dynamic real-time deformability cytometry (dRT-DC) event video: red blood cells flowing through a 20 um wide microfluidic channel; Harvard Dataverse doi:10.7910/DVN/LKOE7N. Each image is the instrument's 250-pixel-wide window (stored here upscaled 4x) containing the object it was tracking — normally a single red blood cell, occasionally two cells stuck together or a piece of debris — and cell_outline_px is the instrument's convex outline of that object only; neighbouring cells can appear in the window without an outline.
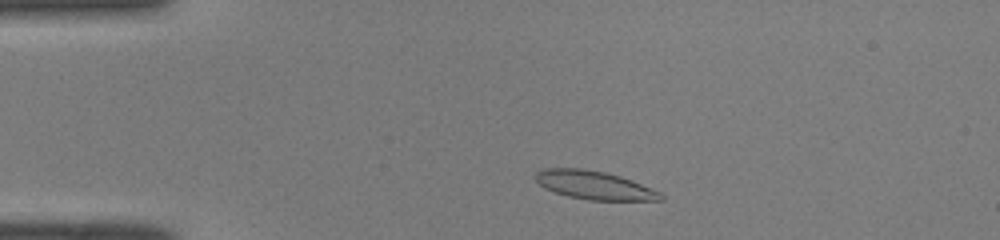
{"species": "common noctule bat (a hibernating species)", "species_latin": "Nyctalus noctula", "temperature_condition": "room temperature", "stored_images_in_passage": 33, "camera_frame_rate_fps": 3000, "um_per_image_px": 0.085, "animal": {"sex": "male", "body_mass_g": 19.0, "forearm_length_mm": 50.8}, "frame": {"image": 1, "passage_image": 4, "time_ms": 1.0, "image_size_px": [1000, 240], "cell_outline_px": [[664, 200], [588, 200], [568, 196], [552, 192], [544, 188], [536, 180], [536, 172], [544, 168], [580, 168], [604, 172], [620, 176], [632, 180], [652, 188], [660, 192], [664, 196]], "centroid_in_image_um": [50.51, 15.74], "position_along_channel_um": 34.5, "area_um2": 20.75}}
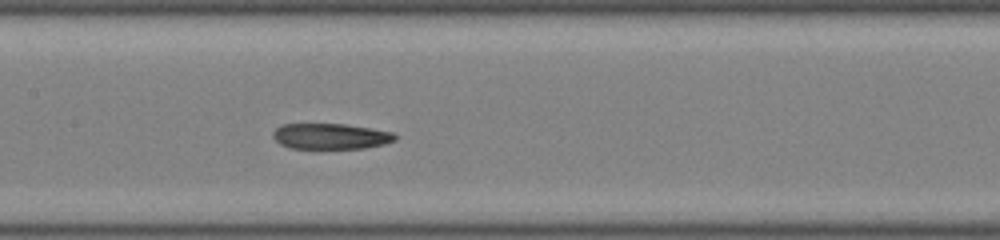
{"frame": {"image": 2, "passage_image": 18, "time_ms": 5.667, "image_size_px": [1000, 240], "cell_outline_px": [[396, 140], [384, 144], [364, 148], [288, 148], [280, 144], [272, 136], [272, 132], [280, 124], [344, 124], [392, 132], [396, 136]], "centroid_in_image_um": [28.06, 11.58], "position_along_channel_um": 179.3, "area_um2": 18.21}}
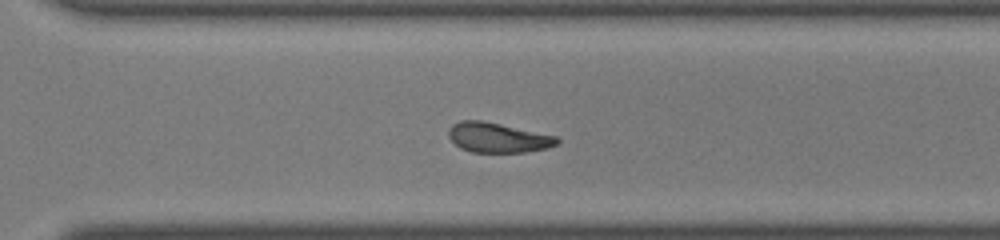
{"frame": {"image": 3, "passage_image": 29, "time_ms": 9.333, "image_size_px": [1000, 240], "cell_outline_px": [[560, 140], [556, 144], [548, 148], [524, 152], [472, 152], [460, 148], [448, 136], [448, 128], [452, 124], [460, 120], [480, 120], [500, 124], [556, 136]], "centroid_in_image_um": [42.28, 11.69], "position_along_channel_um": 328.3, "area_um2": 18.73}}